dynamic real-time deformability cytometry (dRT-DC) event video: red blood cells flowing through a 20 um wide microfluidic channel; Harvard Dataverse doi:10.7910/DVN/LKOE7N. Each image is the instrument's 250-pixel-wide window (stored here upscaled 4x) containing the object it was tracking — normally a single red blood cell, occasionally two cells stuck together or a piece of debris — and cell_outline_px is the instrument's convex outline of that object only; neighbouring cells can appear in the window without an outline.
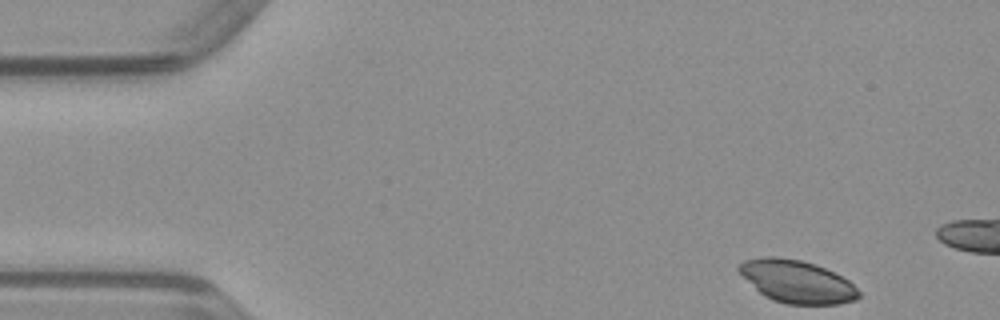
{"species": "common noctule bat (a hibernating species)", "species_latin": "Nyctalus noctula", "temperature_condition": "warm", "stored_images_in_passage": 10, "camera_frame_rate_fps": 3000, "um_per_image_px": 0.085, "animal": {"sex": "male", "body_mass_g": 23.1, "forearm_length_mm": 52.7}, "frame": {"image": 1, "passage_image": 1, "time_ms": 0.0, "image_size_px": [1000, 320], "cell_outline_px": [[860, 296], [856, 300], [840, 304], [784, 304], [772, 300], [764, 296], [736, 268], [744, 260], [764, 256], [776, 256], [800, 260], [816, 264], [848, 280], [860, 292]], "centroid_in_image_um": [67.75, 23.93], "position_along_channel_um": 17.3, "area_um2": 29.54}}